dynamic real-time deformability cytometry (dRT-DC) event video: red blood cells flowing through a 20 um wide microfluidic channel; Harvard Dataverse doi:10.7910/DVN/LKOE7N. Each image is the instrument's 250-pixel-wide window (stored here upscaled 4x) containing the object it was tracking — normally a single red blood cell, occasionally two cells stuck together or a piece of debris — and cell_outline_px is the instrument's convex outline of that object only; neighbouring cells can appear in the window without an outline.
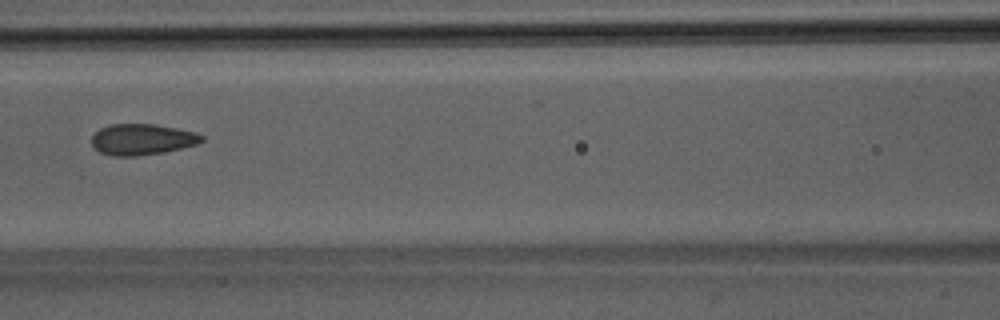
{"species": "Egyptian fruit bat (a non-hibernating species)", "species_latin": "Rousettus aegyptiacus", "temperature_condition": "room temperature", "stored_images_in_passage": 39, "camera_frame_rate_fps": 3000, "um_per_image_px": 0.085, "animal": {"sex": "male"}, "frame": {"image": 1, "passage_image": 12, "time_ms": 3.667, "image_size_px": [1000, 320], "cell_outline_px": [[204, 140], [196, 144], [164, 152], [136, 156], [112, 156], [100, 152], [92, 144], [92, 136], [100, 128], [108, 124], [152, 124], [176, 128], [196, 132], [204, 136]], "centroid_in_image_um": [12.07, 11.84], "position_along_channel_um": 154.5, "area_um2": 19.83}}
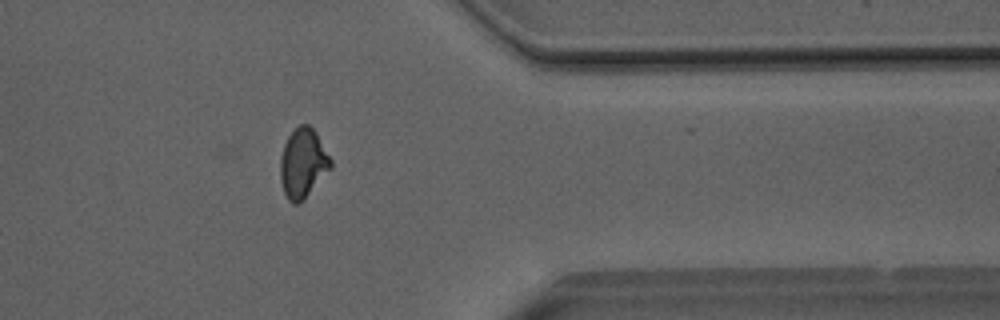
{"frame": {"image": 2, "passage_image": 30, "time_ms": 9.667, "image_size_px": [1000, 320], "cell_outline_px": [[332, 168], [304, 200], [300, 204], [292, 204], [288, 200], [284, 192], [280, 180], [280, 156], [284, 144], [288, 136], [300, 124], [308, 124], [316, 132], [332, 160]], "centroid_in_image_um": [25.75, 13.9], "position_along_channel_um": 385.6, "area_um2": 20.63}}
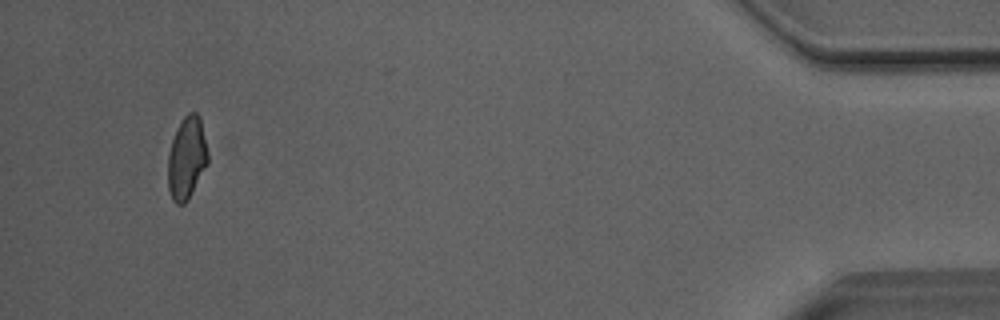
{"frame": {"image": 3, "passage_image": 37, "time_ms": 12.0, "image_size_px": [1000, 320], "cell_outline_px": [[208, 164], [188, 200], [184, 204], [176, 204], [172, 200], [168, 192], [168, 152], [172, 140], [184, 116], [188, 112], [196, 112], [200, 116], [208, 152]], "centroid_in_image_um": [15.88, 13.46], "position_along_channel_um": 419.3, "area_um2": 19.31}, "authors_computed_cell_mechanics": {"area_um2": 20.0566, "velocity_mm_per_s": 4.0758, "shape_relaxation_time_tau1_ms": 9.8255, "shape_relaxation_time_tau2_ms": 0.8585, "deformation_change_tau1": 0.1847, "deformation_change_tau2": 0.0508}}